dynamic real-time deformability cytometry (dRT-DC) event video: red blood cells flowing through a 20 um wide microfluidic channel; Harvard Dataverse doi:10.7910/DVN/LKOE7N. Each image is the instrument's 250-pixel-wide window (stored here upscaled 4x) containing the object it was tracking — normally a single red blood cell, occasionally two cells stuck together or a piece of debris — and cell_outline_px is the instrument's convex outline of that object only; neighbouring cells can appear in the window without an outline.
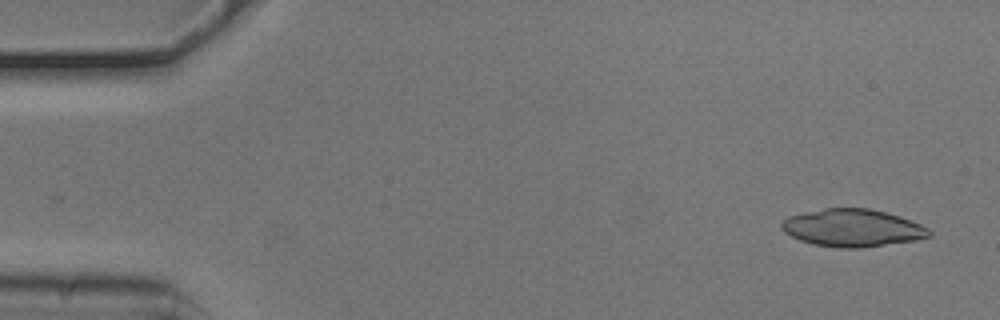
{"species": "common noctule bat (a hibernating species)", "species_latin": "Nyctalus noctula", "temperature_condition": "cold", "stored_images_in_passage": 52, "camera_frame_rate_fps": 3000, "um_per_image_px": 0.085, "animal": {"sex": "male", "body_mass_g": 20.5, "forearm_length_mm": 52.5}, "frame": {"image": 1, "passage_image": 3, "time_ms": 0.667, "image_size_px": [1000, 320], "cell_outline_px": [[932, 236], [916, 240], [860, 248], [840, 248], [812, 244], [800, 240], [784, 232], [780, 228], [780, 224], [788, 216], [804, 212], [824, 208], [868, 208], [900, 216], [920, 224], [928, 228], [932, 232]], "centroid_in_image_um": [72.45, 19.37], "position_along_channel_um": 12.5, "area_um2": 32.31}}